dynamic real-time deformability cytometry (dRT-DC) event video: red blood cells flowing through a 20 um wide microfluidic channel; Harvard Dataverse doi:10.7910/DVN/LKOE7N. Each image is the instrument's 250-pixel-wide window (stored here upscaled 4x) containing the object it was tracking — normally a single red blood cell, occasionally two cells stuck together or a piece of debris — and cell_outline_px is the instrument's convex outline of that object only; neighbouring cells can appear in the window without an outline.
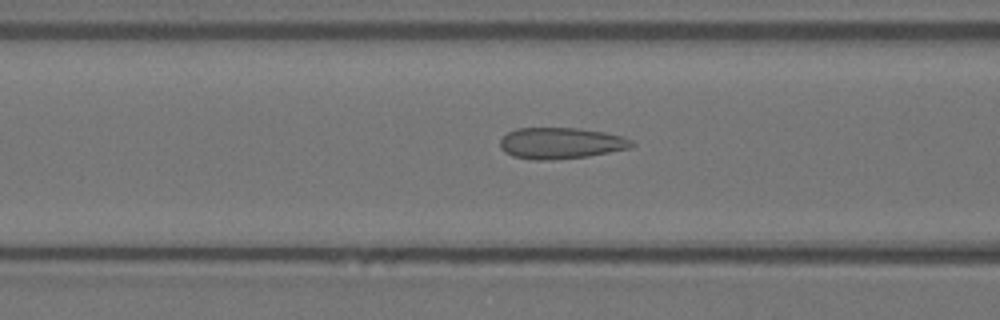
{"species": "Egyptian fruit bat (a non-hibernating species)", "species_latin": "Rousettus aegyptiacus", "temperature_condition": "warm", "stored_images_in_passage": 14, "camera_frame_rate_fps": 3000, "um_per_image_px": 0.085, "animal": {"sex": "female"}, "frame": {"image": 1, "passage_image": 8, "time_ms": 2.333, "image_size_px": [1000, 320], "cell_outline_px": [[636, 144], [628, 148], [588, 156], [544, 160], [536, 160], [512, 156], [504, 152], [500, 148], [500, 140], [508, 132], [516, 128], [576, 128], [604, 132], [620, 136], [632, 140]], "centroid_in_image_um": [47.63, 12.16], "position_along_channel_um": 119.0, "area_um2": 23.76}}
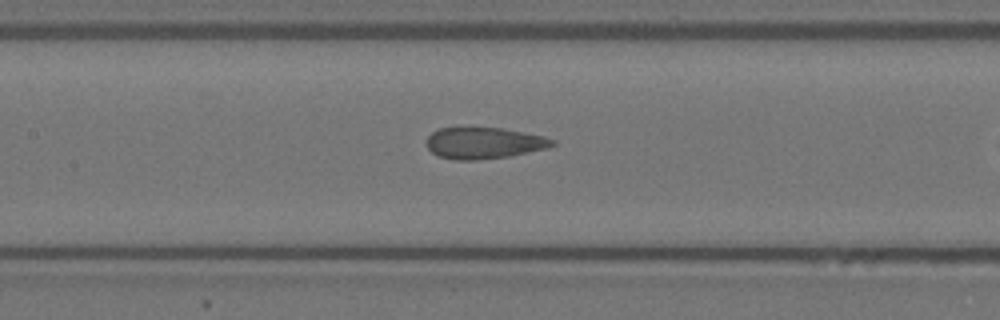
{"frame": {"image": 2, "passage_image": 12, "time_ms": 3.667, "image_size_px": [1000, 320], "cell_outline_px": [[556, 144], [548, 148], [508, 156], [476, 160], [452, 160], [440, 156], [432, 152], [428, 148], [428, 136], [432, 132], [440, 128], [468, 124], [500, 128], [544, 136], [556, 140]], "centroid_in_image_um": [41.11, 12.11], "position_along_channel_um": 166.3, "area_um2": 23.64}}